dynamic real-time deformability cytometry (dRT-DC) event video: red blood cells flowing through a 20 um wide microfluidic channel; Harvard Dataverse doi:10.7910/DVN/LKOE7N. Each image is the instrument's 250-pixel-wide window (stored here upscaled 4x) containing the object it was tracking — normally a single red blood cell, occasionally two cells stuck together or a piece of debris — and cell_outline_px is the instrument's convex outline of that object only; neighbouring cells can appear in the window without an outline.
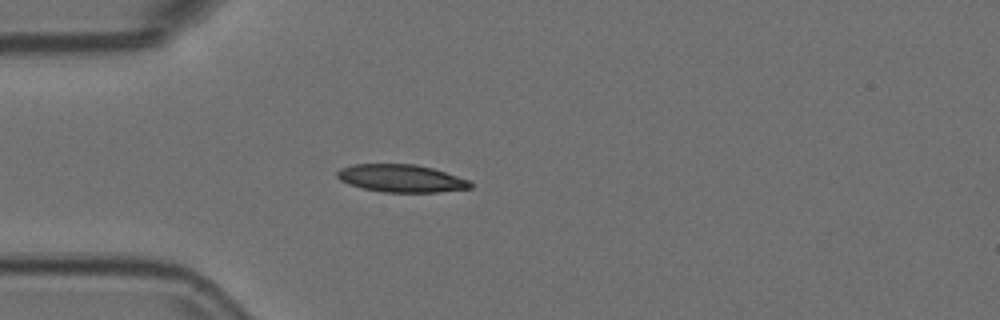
{"species": "Egyptian fruit bat (a non-hibernating species)", "species_latin": "Rousettus aegyptiacus", "temperature_condition": "room temperature", "stored_images_in_passage": 5, "camera_frame_rate_fps": 3000, "um_per_image_px": 0.085, "animal": {"sex": "female"}, "frame": {"image": 1, "passage_image": 4, "time_ms": 1.0, "image_size_px": [1000, 320], "cell_outline_px": [[472, 188], [440, 192], [384, 192], [360, 188], [348, 184], [340, 180], [336, 176], [336, 172], [340, 168], [352, 164], [416, 164], [432, 168], [468, 180], [472, 184]], "centroid_in_image_um": [34.05, 15.16], "position_along_channel_um": 50.9, "area_um2": 21.5}}